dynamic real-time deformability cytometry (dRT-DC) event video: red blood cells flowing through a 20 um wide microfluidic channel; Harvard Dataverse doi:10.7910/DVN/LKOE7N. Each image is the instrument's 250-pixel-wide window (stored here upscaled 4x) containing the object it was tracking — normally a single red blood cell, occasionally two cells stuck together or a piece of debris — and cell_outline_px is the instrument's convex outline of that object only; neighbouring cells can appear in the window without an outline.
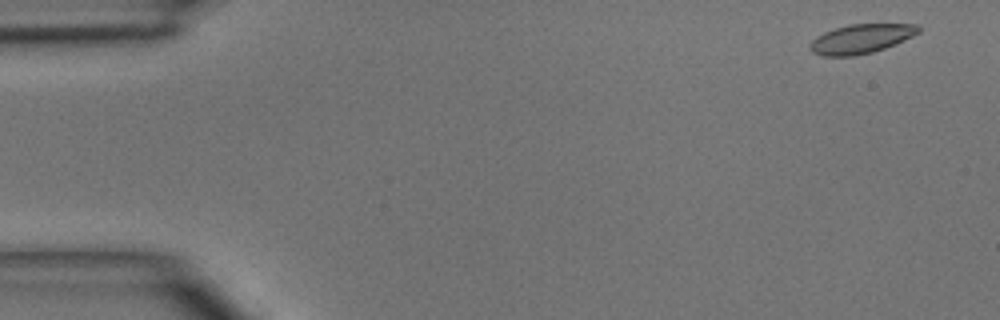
{"species": "common noctule bat (a hibernating species)", "species_latin": "Nyctalus noctula", "temperature_condition": "room temperature", "stored_images_in_passage": 4, "camera_frame_rate_fps": 3000, "um_per_image_px": 0.085, "animal": {"sex": "male", "body_mass_g": 15.6}, "frame": {"image": 1, "passage_image": 1, "time_ms": 0.0, "image_size_px": [1000, 320], "cell_outline_px": [[920, 32], [904, 40], [884, 48], [872, 52], [856, 56], [824, 56], [812, 52], [808, 48], [812, 40], [816, 36], [824, 32], [848, 24], [916, 24], [920, 28]], "centroid_in_image_um": [73.16, 3.3], "position_along_channel_um": 11.8, "area_um2": 18.44}}
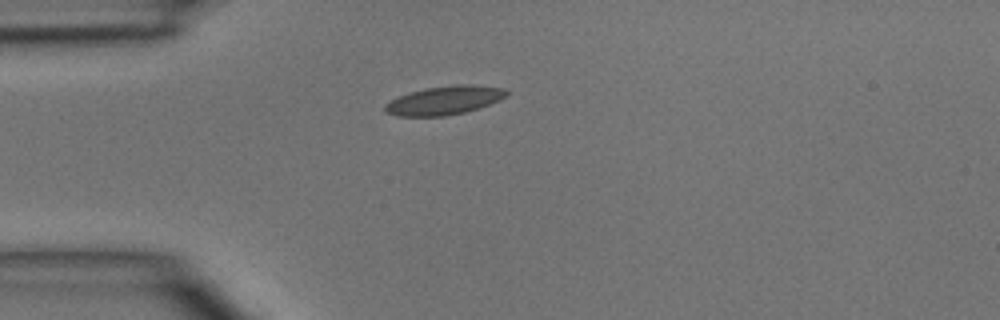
{"frame": {"image": 2, "passage_image": 4, "time_ms": 3.333, "image_size_px": [1000, 320], "cell_outline_px": [[508, 96], [500, 100], [464, 112], [444, 116], [400, 116], [384, 112], [384, 104], [408, 92], [424, 88], [456, 84], [472, 84], [504, 88], [508, 92]], "centroid_in_image_um": [37.77, 8.52], "position_along_channel_um": 47.2, "area_um2": 20.29}}